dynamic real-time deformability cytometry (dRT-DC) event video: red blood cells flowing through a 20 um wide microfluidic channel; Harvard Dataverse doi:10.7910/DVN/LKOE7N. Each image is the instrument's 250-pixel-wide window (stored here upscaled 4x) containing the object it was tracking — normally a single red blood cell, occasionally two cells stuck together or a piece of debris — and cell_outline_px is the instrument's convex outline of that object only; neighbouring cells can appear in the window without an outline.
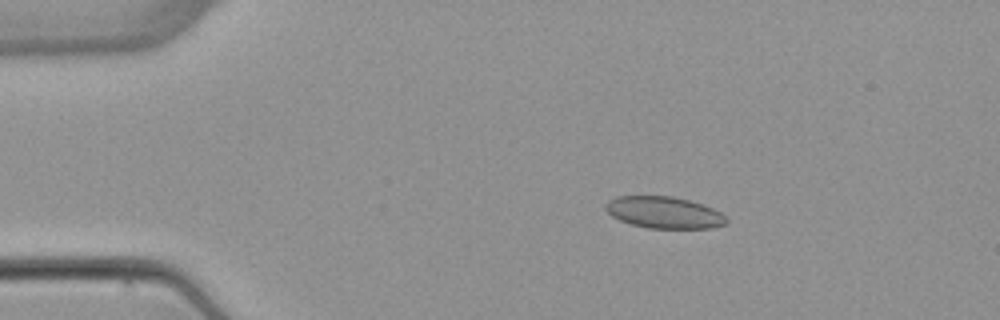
{"species": "common noctule bat (a hibernating species)", "species_latin": "Nyctalus noctula", "temperature_condition": "warm", "stored_images_in_passage": 7, "camera_frame_rate_fps": 3000, "um_per_image_px": 0.085, "animal": {"sex": "female", "body_mass_g": 22.7, "forearm_length_mm": 54.2}, "frame": {"image": 1, "passage_image": 3, "time_ms": 2.333, "image_size_px": [1000, 320], "cell_outline_px": [[728, 220], [724, 224], [712, 228], [648, 228], [632, 224], [620, 220], [612, 216], [604, 208], [604, 204], [608, 200], [616, 196], [672, 196], [704, 204], [720, 212]], "centroid_in_image_um": [56.42, 18.05], "position_along_channel_um": 28.6, "area_um2": 22.31}}
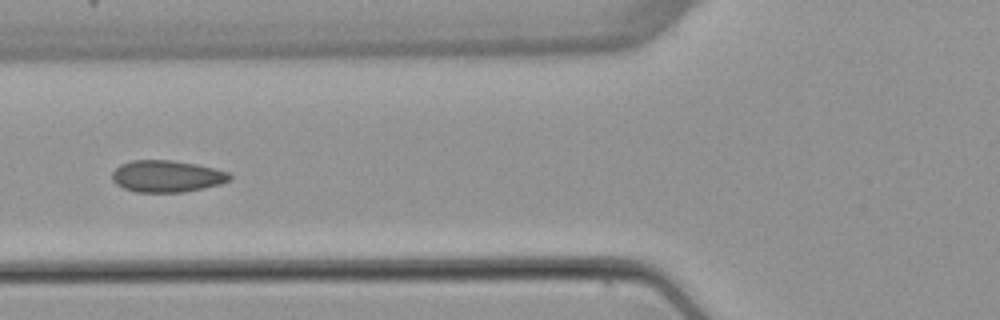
{"frame": {"image": 2, "passage_image": 6, "time_ms": 6.0, "image_size_px": [1000, 320], "cell_outline_px": [[232, 180], [220, 184], [204, 188], [184, 192], [136, 192], [124, 188], [116, 184], [112, 180], [112, 172], [120, 164], [132, 160], [172, 160], [196, 164], [216, 168], [228, 172], [232, 176]], "centroid_in_image_um": [14.2, 14.98], "position_along_channel_um": 111.6, "area_um2": 21.96}}
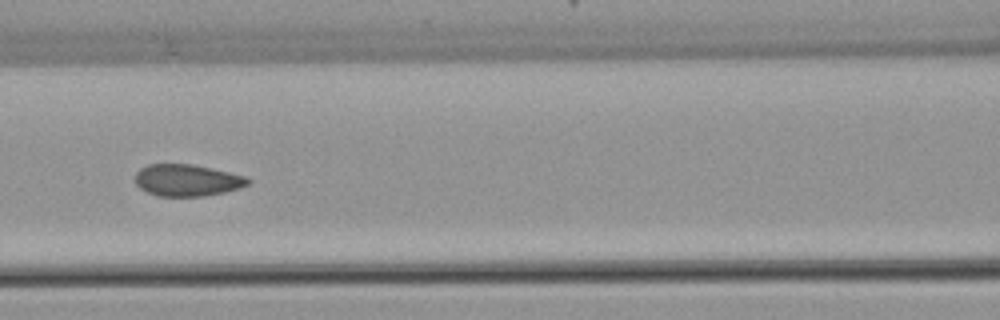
{"frame": {"image": 3, "passage_image": 7, "time_ms": 7.0, "image_size_px": [1000, 320], "cell_outline_px": [[252, 180], [248, 184], [240, 188], [224, 192], [204, 196], [160, 196], [148, 192], [140, 188], [136, 184], [136, 172], [140, 168], [148, 164], [192, 164], [248, 176]], "centroid_in_image_um": [15.93, 15.31], "position_along_channel_um": 150.7, "area_um2": 20.92}}